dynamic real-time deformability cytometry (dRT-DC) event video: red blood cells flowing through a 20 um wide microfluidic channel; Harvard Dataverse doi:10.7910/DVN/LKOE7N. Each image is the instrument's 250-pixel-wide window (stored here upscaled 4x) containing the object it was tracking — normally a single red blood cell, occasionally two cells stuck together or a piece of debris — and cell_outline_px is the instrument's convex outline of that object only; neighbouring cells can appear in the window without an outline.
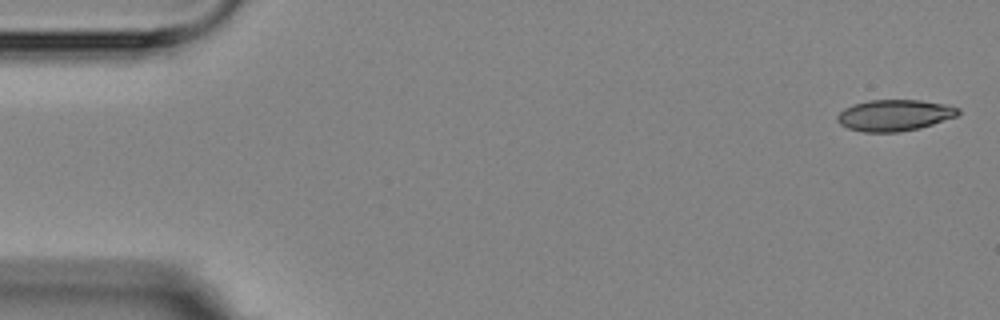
{"species": "Egyptian fruit bat (a non-hibernating species)", "species_latin": "Rousettus aegyptiacus", "temperature_condition": "room temperature", "stored_images_in_passage": 5, "camera_frame_rate_fps": 3000, "um_per_image_px": 0.085, "animal": {"sex": "female"}, "frame": {"image": 1, "passage_image": 1, "time_ms": 0.0, "image_size_px": [1000, 320], "cell_outline_px": [[960, 112], [956, 116], [920, 128], [900, 132], [864, 132], [848, 128], [840, 124], [836, 120], [836, 116], [844, 108], [852, 104], [868, 100], [920, 100], [944, 104], [960, 108]], "centroid_in_image_um": [76.0, 9.79], "position_along_channel_um": 9.0, "area_um2": 22.08}}
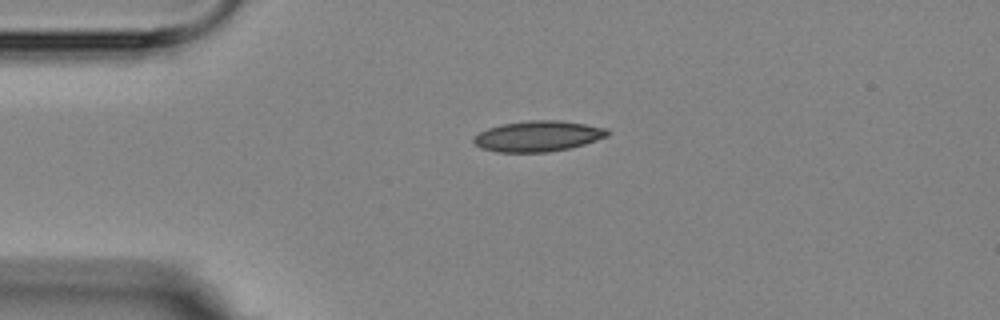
{"frame": {"image": 2, "passage_image": 4, "time_ms": 3.667, "image_size_px": [1000, 320], "cell_outline_px": [[612, 132], [608, 136], [584, 144], [568, 148], [548, 152], [496, 152], [480, 148], [472, 140], [472, 136], [488, 128], [504, 124], [528, 120], [560, 120], [608, 128]], "centroid_in_image_um": [45.73, 11.57], "position_along_channel_um": 39.3, "area_um2": 23.99}}